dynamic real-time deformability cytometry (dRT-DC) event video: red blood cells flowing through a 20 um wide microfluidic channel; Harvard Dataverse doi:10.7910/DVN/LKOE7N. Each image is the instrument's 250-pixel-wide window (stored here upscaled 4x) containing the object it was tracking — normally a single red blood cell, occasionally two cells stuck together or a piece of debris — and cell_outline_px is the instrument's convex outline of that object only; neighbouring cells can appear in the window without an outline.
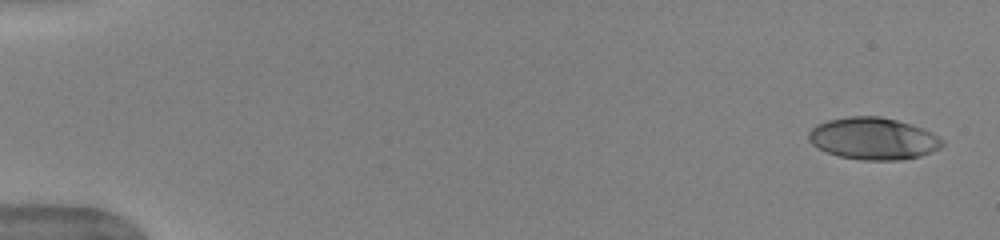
{"species": "human", "species_latin": "Homo sapiens", "temperature_condition": "warm", "stored_images_in_passage": 8, "camera_frame_rate_fps": 3000, "um_per_image_px": 0.085, "donor": {"sex": "female"}, "frame": {"image": 1, "passage_image": 1, "time_ms": 0.0, "image_size_px": [1000, 240], "cell_outline_px": [[944, 144], [940, 148], [920, 156], [900, 160], [860, 160], [840, 156], [828, 152], [812, 144], [808, 140], [808, 132], [816, 124], [828, 120], [848, 116], [880, 116], [912, 124], [924, 128], [932, 132], [944, 140]], "centroid_in_image_um": [74.24, 11.77], "position_along_channel_um": 10.8, "area_um2": 32.83}}
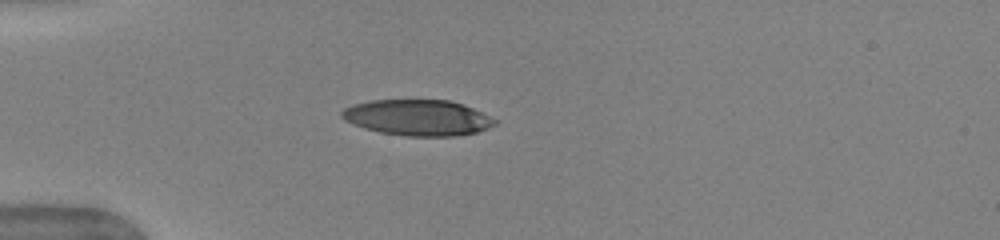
{"frame": {"image": 2, "passage_image": 6, "time_ms": 1.667, "image_size_px": [1000, 240], "cell_outline_px": [[496, 124], [488, 128], [476, 132], [452, 136], [404, 136], [380, 132], [364, 128], [352, 124], [344, 120], [340, 116], [340, 112], [344, 108], [352, 104], [368, 100], [448, 100], [464, 104], [496, 120]], "centroid_in_image_um": [35.44, 9.99], "position_along_channel_um": 49.6, "area_um2": 32.02}}
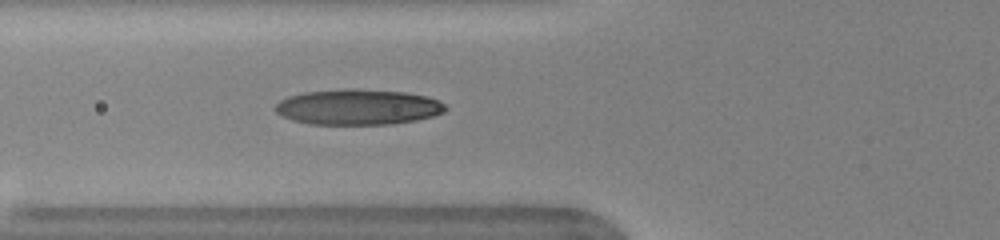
{"frame": {"image": 3, "passage_image": 8, "time_ms": 2.333, "image_size_px": [1000, 240], "cell_outline_px": [[448, 108], [444, 112], [432, 116], [416, 120], [392, 124], [308, 124], [292, 120], [276, 112], [272, 108], [280, 100], [288, 96], [304, 92], [344, 88], [404, 92], [428, 96], [444, 104]], "centroid_in_image_um": [30.4, 9.09], "position_along_channel_um": 95.4, "area_um2": 35.32}}